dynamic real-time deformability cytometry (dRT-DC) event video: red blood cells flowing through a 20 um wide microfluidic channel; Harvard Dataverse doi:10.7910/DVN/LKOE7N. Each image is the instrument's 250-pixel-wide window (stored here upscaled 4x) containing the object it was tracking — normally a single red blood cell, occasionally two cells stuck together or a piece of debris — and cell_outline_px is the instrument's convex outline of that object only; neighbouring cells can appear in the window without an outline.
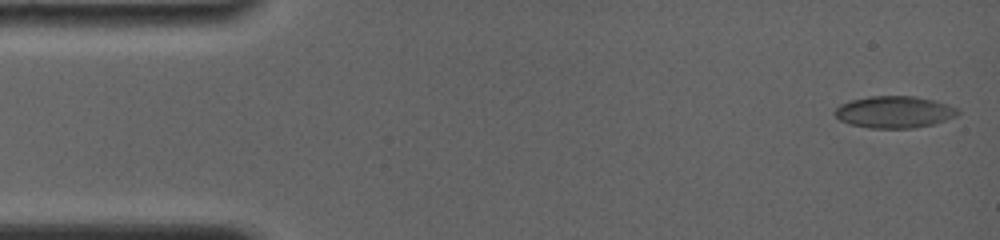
{"species": "common noctule bat (a hibernating species)", "species_latin": "Nyctalus noctula", "temperature_condition": "room temperature", "stored_images_in_passage": 7, "camera_frame_rate_fps": 4000, "um_per_image_px": 0.085, "animal": {"sex": "female", "body_mass_g": 19.0, "forearm_length_mm": 56.7}, "frame": {"image": 1, "passage_image": 1, "time_ms": 0.0, "image_size_px": [1000, 240], "cell_outline_px": [[960, 112], [956, 116], [932, 124], [912, 128], [868, 128], [848, 124], [840, 120], [836, 116], [836, 108], [840, 104], [852, 100], [868, 96], [916, 96], [936, 100], [948, 104], [956, 108]], "centroid_in_image_um": [76.02, 9.51], "position_along_channel_um": 9.0, "area_um2": 22.83}}
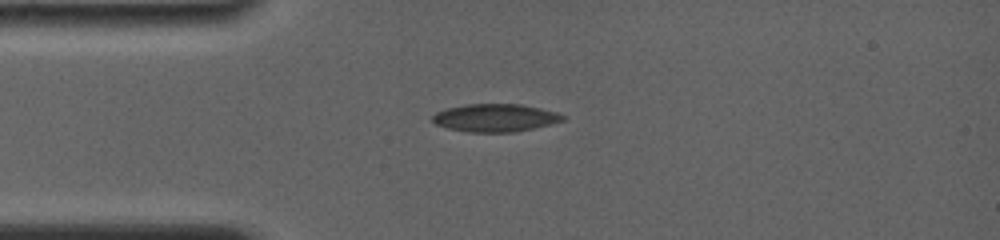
{"frame": {"image": 2, "passage_image": 4, "time_ms": 3.5, "image_size_px": [1000, 240], "cell_outline_px": [[568, 116], [564, 120], [552, 124], [512, 132], [468, 132], [448, 128], [436, 124], [432, 120], [432, 116], [436, 112], [448, 108], [464, 104], [520, 104], [540, 108], [556, 112]], "centroid_in_image_um": [42.11, 10.01], "position_along_channel_um": 42.9, "area_um2": 21.1}}
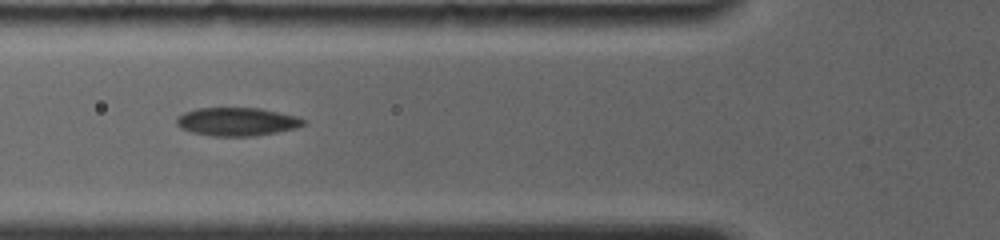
{"frame": {"image": 3, "passage_image": 6, "time_ms": 5.5, "image_size_px": [1000, 240], "cell_outline_px": [[308, 120], [304, 124], [296, 128], [256, 136], [212, 136], [192, 132], [180, 128], [176, 124], [176, 116], [184, 112], [196, 108], [260, 108], [296, 116]], "centroid_in_image_um": [20.12, 10.34], "position_along_channel_um": 105.7, "area_um2": 21.04}}